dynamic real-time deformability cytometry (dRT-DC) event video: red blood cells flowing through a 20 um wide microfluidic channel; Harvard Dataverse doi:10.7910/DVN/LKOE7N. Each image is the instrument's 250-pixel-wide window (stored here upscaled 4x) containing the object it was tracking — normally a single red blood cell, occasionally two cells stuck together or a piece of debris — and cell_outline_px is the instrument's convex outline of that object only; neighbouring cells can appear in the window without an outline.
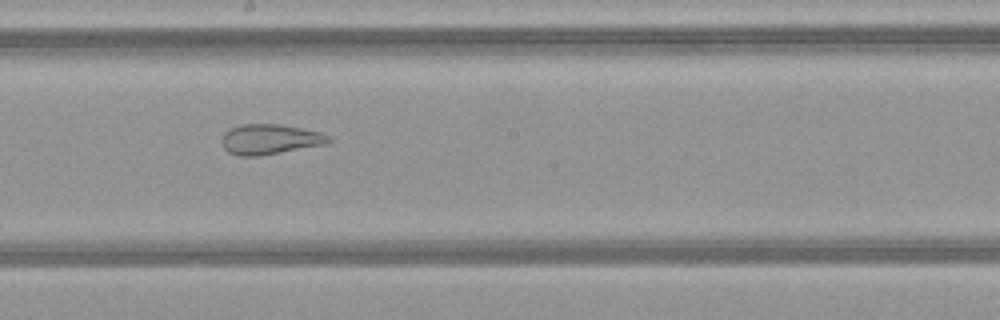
{"species": "common noctule bat (a hibernating species)", "species_latin": "Nyctalus noctula", "temperature_condition": "warm", "stored_images_in_passage": 39, "camera_frame_rate_fps": 3000, "um_per_image_px": 0.085, "animal": {"sex": "female", "body_mass_g": 21.9}, "frame": {"image": 1, "passage_image": 17, "time_ms": 5.333, "image_size_px": [1000, 320], "cell_outline_px": [[332, 140], [324, 144], [260, 156], [240, 156], [228, 152], [224, 148], [220, 140], [224, 132], [240, 124], [280, 124], [320, 132], [332, 136]], "centroid_in_image_um": [22.92, 11.84], "position_along_channel_um": 225.3, "area_um2": 18.79}}
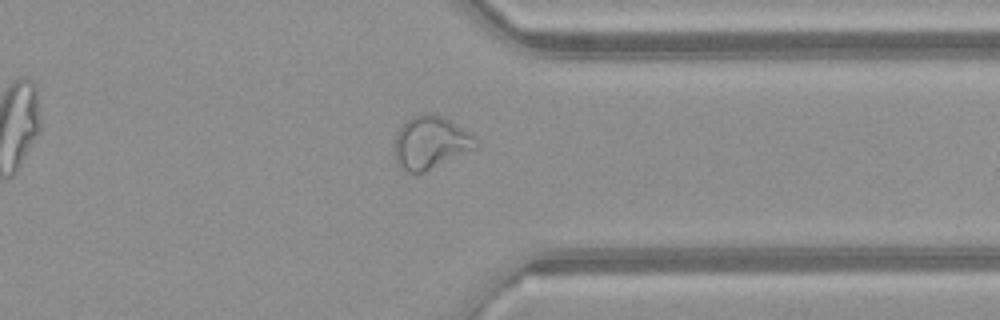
{"frame": {"image": 2, "passage_image": 28, "time_ms": 9.0, "image_size_px": [1000, 320], "cell_outline_px": [[480, 144], [476, 148], [424, 172], [404, 172], [400, 168], [396, 160], [396, 136], [400, 128], [412, 116], [420, 112], [432, 112], [448, 120], [472, 136]], "centroid_in_image_um": [36.58, 12.12], "position_along_channel_um": 374.8, "area_um2": 24.45}, "authors_computed_cell_mechanics": {"area_um2": 24.4494, "velocity_mm_per_s": 4.1386, "shape_relaxation_time_tau1_ms": null, "shape_relaxation_time_tau2_ms": 1.1149, "deformation_change_tau1": null, "deformation_change_tau2": 0.0915}}